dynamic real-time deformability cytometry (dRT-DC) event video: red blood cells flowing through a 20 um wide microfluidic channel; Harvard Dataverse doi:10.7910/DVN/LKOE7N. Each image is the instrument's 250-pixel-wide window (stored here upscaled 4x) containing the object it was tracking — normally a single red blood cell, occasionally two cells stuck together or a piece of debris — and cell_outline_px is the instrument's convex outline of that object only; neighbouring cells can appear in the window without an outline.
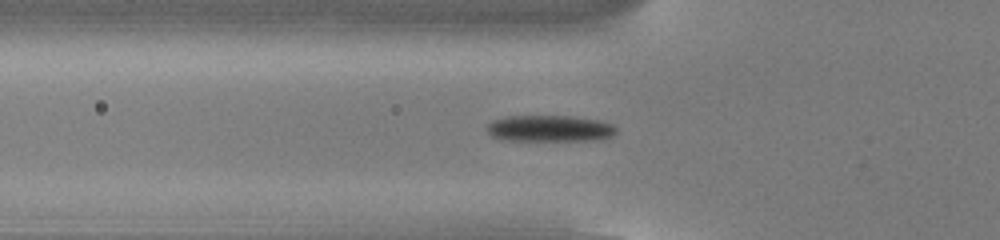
{"species": "common noctule bat (a hibernating species)", "species_latin": "Nyctalus noctula", "temperature_condition": "cold", "stored_images_in_passage": 54, "camera_frame_rate_fps": 3000, "um_per_image_px": 0.085, "animal": {"sex": "male", "body_mass_g": 13.0, "forearm_length_mm": 53.1}, "frame": {"image": 1, "passage_image": 19, "time_ms": 6.0, "image_size_px": [1000, 240], "cell_outline_px": [[616, 132], [612, 136], [592, 140], [504, 140], [492, 136], [488, 132], [488, 124], [492, 120], [508, 116], [572, 116], [596, 120], [612, 124], [616, 128]], "centroid_in_image_um": [46.71, 10.91], "position_along_channel_um": 79.1, "area_um2": 19.65}}
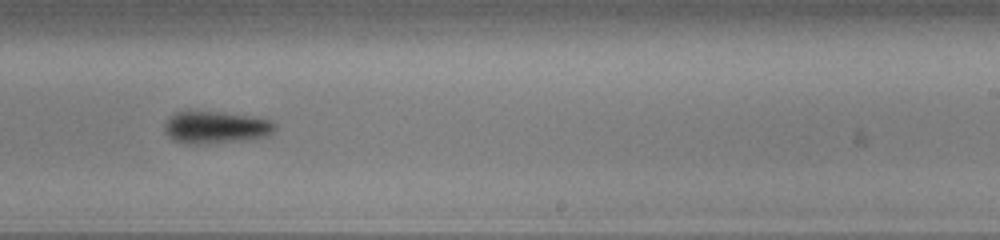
{"frame": {"image": 2, "passage_image": 34, "time_ms": 11.0, "image_size_px": [1000, 240], "cell_outline_px": [[276, 128], [268, 136], [248, 140], [196, 144], [188, 144], [172, 140], [168, 136], [164, 128], [164, 124], [176, 112], [188, 108], [224, 112], [252, 116], [272, 120], [276, 124]], "centroid_in_image_um": [18.33, 10.79], "position_along_channel_um": 270.7, "area_um2": 21.44}}
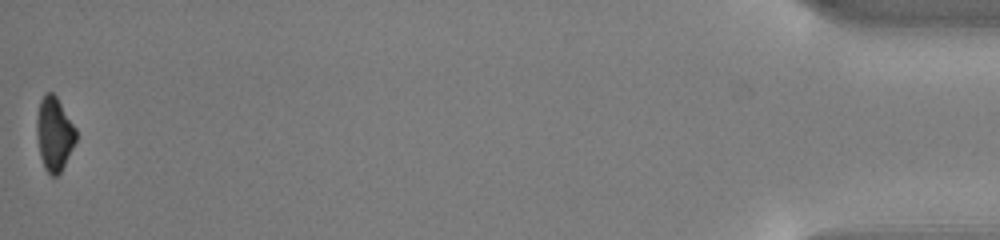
{"frame": {"image": 3, "passage_image": 54, "time_ms": 17.667, "image_size_px": [1000, 240], "cell_outline_px": [[76, 140], [60, 172], [56, 176], [52, 176], [44, 168], [40, 156], [36, 132], [36, 120], [40, 100], [44, 92], [52, 92], [56, 96], [76, 128]], "centroid_in_image_um": [4.59, 11.35], "position_along_channel_um": 430.6, "area_um2": 16.76}, "authors_computed_cell_mechanics": {"area_um2": 18.7561, "velocity_mm_per_s": 3.8313, "shape_relaxation_time_tau1_ms": 2.5931, "shape_relaxation_time_tau2_ms": null, "deformation_change_tau1": 0.1319, "deformation_change_tau2": null}}